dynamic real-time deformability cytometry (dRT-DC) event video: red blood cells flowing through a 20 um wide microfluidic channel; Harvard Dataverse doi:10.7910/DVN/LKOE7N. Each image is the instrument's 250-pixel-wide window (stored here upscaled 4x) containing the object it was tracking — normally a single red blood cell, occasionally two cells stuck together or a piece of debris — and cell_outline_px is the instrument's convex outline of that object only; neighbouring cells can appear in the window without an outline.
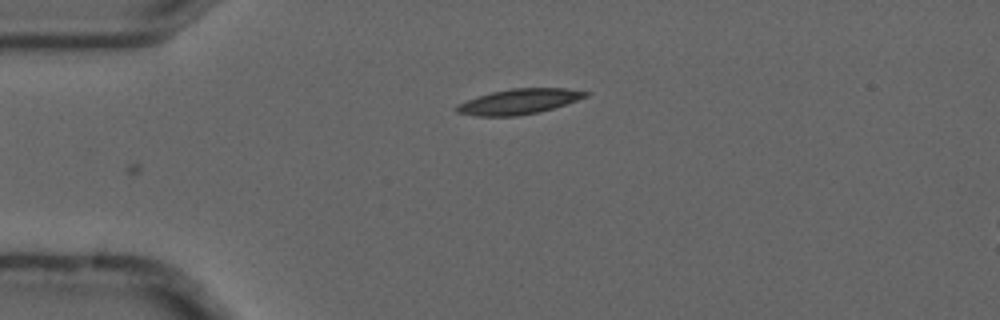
{"species": "common noctule bat (a hibernating species)", "species_latin": "Nyctalus noctula", "temperature_condition": "cold", "stored_images_in_passage": 2, "camera_frame_rate_fps": 3000, "um_per_image_px": 0.085, "animal": {"sex": "male", "forearm_length_mm": 52.5}, "frame": {"image": 1, "passage_image": 2, "time_ms": 0.333, "image_size_px": [1000, 320], "cell_outline_px": [[592, 92], [588, 96], [540, 112], [516, 116], [476, 116], [456, 112], [456, 104], [476, 96], [492, 92], [512, 88], [564, 88]], "centroid_in_image_um": [44.09, 8.63], "position_along_channel_um": 40.9, "area_um2": 18.96}}